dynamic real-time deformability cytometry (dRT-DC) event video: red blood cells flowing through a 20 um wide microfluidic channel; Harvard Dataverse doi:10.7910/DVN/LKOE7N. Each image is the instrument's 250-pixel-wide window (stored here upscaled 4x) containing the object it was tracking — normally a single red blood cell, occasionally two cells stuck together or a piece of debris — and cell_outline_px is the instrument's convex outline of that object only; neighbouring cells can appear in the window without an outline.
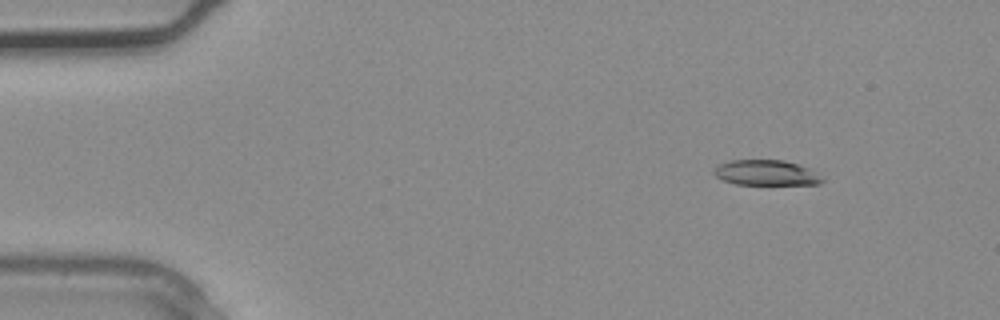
{"species": "common noctule bat (a hibernating species)", "species_latin": "Nyctalus noctula", "temperature_condition": "warm", "stored_images_in_passage": 3, "camera_frame_rate_fps": 3000, "um_per_image_px": 0.085, "animal": {"sex": "male", "body_mass_g": 20.4}, "frame": {"image": 1, "passage_image": 1, "time_ms": 0.0, "image_size_px": [1000, 320], "cell_outline_px": [[824, 180], [820, 184], [768, 188], [736, 184], [724, 180], [716, 176], [712, 172], [720, 164], [732, 160], [784, 160], [808, 168]], "centroid_in_image_um": [65.15, 14.76], "position_along_channel_um": 19.8, "area_um2": 16.82}}